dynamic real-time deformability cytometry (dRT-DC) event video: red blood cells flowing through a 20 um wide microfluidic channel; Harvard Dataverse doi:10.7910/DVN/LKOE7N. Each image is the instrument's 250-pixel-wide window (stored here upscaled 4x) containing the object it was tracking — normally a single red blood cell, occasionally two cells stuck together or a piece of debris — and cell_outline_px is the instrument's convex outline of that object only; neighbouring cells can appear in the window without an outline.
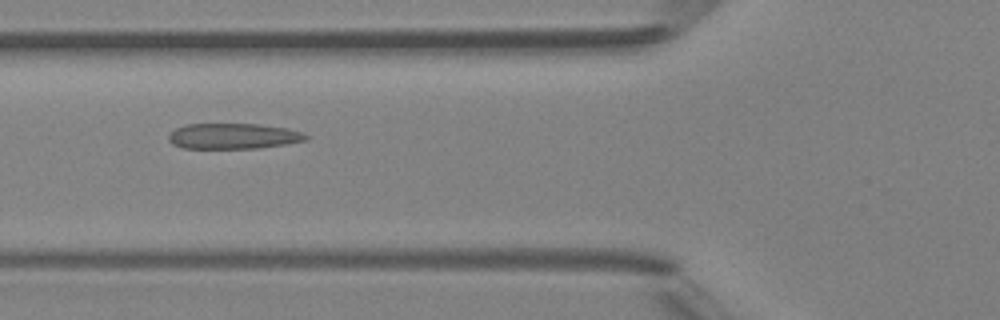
{"species": "Egyptian fruit bat (a non-hibernating species)", "species_latin": "Rousettus aegyptiacus", "temperature_condition": "room temperature", "stored_images_in_passage": 4, "camera_frame_rate_fps": 3000, "um_per_image_px": 0.085, "animal": {"sex": "female"}, "frame": {"image": 1, "passage_image": 4, "time_ms": 3.333, "image_size_px": [1000, 320], "cell_outline_px": [[308, 140], [288, 144], [260, 148], [184, 148], [172, 144], [168, 140], [168, 136], [176, 128], [184, 124], [260, 124], [288, 128], [304, 132], [308, 136]], "centroid_in_image_um": [19.88, 11.57], "position_along_channel_um": 105.9, "area_um2": 20.69}}